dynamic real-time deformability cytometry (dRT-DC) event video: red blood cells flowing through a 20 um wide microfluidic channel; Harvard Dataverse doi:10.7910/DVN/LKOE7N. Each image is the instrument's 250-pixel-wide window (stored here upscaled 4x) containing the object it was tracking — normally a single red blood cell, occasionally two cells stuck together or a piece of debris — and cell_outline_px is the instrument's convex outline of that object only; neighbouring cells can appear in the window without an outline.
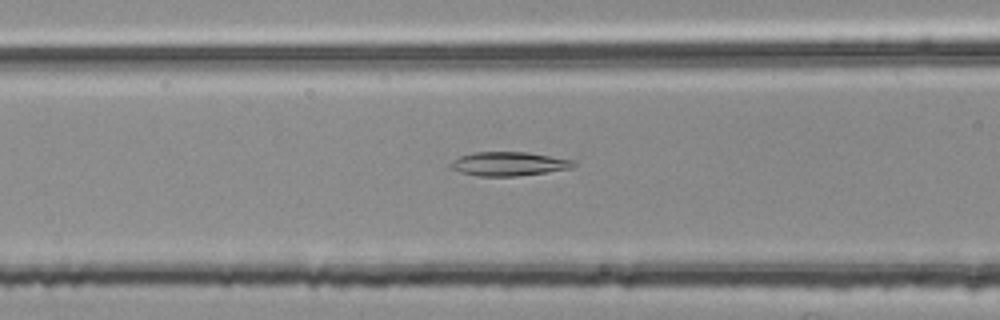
{"species": "common noctule bat (a hibernating species)", "species_latin": "Nyctalus noctula", "temperature_condition": "room temperature", "stored_images_in_passage": 41, "camera_frame_rate_fps": 3000, "um_per_image_px": 0.085, "animal": {"sex": "female", "body_mass_g": 25.1}, "frame": {"image": 1, "passage_image": 9, "time_ms": 2.667, "image_size_px": [1000, 320], "cell_outline_px": [[576, 164], [572, 168], [516, 176], [476, 176], [460, 172], [452, 168], [448, 164], [452, 160], [460, 156], [476, 152], [524, 152], [576, 160]], "centroid_in_image_um": [43.23, 13.92], "position_along_channel_um": 123.4, "area_um2": 17.05}}
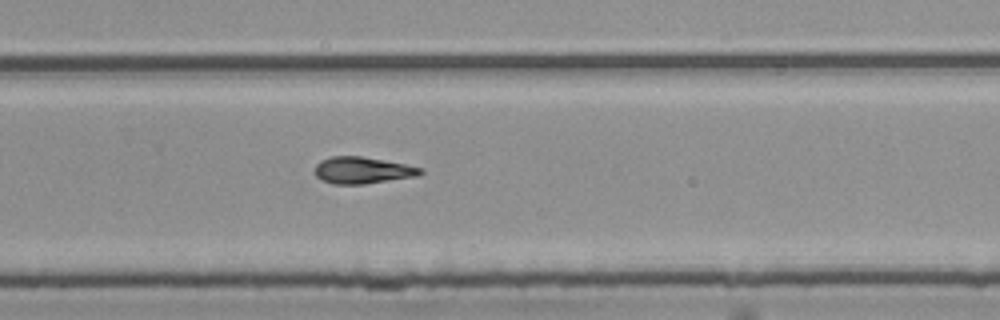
{"frame": {"image": 2, "passage_image": 23, "time_ms": 7.333, "image_size_px": [1000, 320], "cell_outline_px": [[424, 172], [416, 176], [364, 184], [332, 184], [320, 180], [316, 176], [316, 164], [320, 160], [332, 156], [360, 156], [404, 164], [424, 168]], "centroid_in_image_um": [30.79, 14.48], "position_along_channel_um": 299.0, "area_um2": 16.36}}
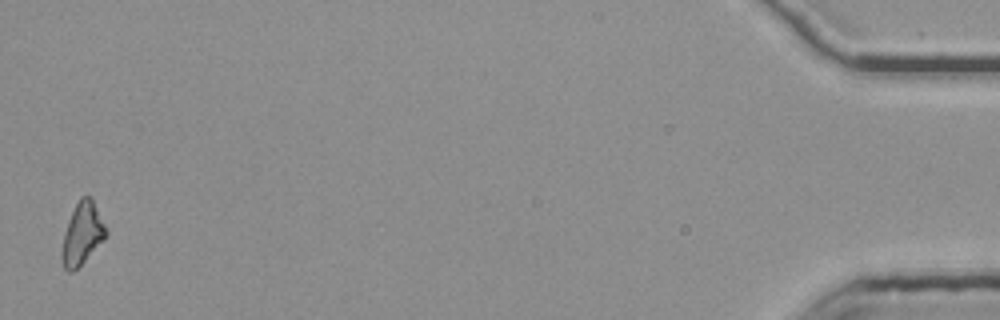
{"frame": {"image": 3, "passage_image": 41, "time_ms": 13.333, "image_size_px": [1000, 320], "cell_outline_px": [[108, 232], [104, 240], [72, 272], [68, 272], [64, 268], [64, 236], [68, 220], [80, 196], [88, 196], [92, 200]], "centroid_in_image_um": [7.02, 19.83], "position_along_channel_um": 428.2, "area_um2": 15.03}}